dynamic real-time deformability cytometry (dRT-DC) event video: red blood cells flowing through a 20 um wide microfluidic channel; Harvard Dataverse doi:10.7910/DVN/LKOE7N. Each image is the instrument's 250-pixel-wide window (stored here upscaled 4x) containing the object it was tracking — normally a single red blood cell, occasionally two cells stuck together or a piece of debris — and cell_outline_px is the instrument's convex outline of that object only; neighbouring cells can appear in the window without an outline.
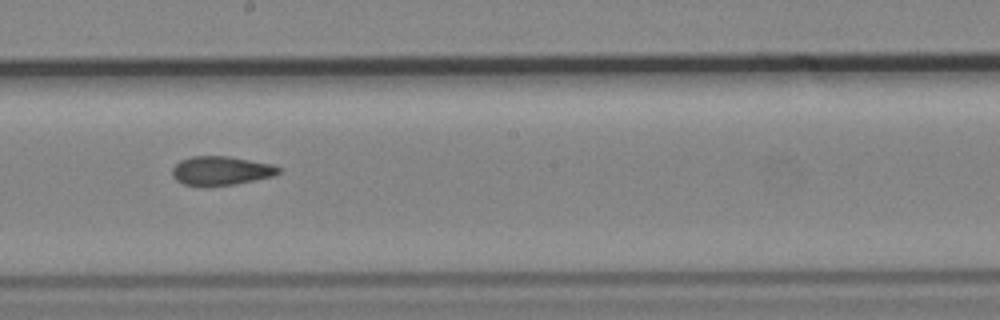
{"species": "common noctule bat (a hibernating species)", "species_latin": "Nyctalus noctula", "temperature_condition": "cold", "stored_images_in_passage": 12, "camera_frame_rate_fps": 3000, "um_per_image_px": 0.085, "animal": {"sex": "male", "body_mass_g": 19.2, "forearm_length_mm": 51.8}, "frame": {"image": 1, "passage_image": 6, "time_ms": 7.0, "image_size_px": [1000, 320], "cell_outline_px": [[280, 172], [276, 176], [236, 184], [208, 188], [200, 188], [184, 184], [176, 180], [172, 176], [172, 168], [180, 160], [192, 156], [228, 156], [272, 164], [280, 168]], "centroid_in_image_um": [18.76, 14.54], "position_along_channel_um": 229.4, "area_um2": 18.5}}
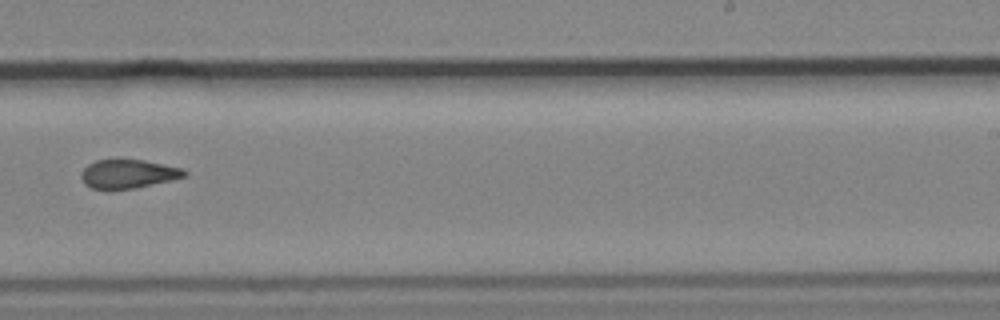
{"frame": {"image": 2, "passage_image": 7, "time_ms": 8.333, "image_size_px": [1000, 320], "cell_outline_px": [[188, 176], [172, 180], [136, 188], [92, 188], [84, 184], [80, 176], [84, 168], [88, 164], [96, 160], [144, 160], [184, 168], [188, 172]], "centroid_in_image_um": [10.95, 14.77], "position_along_channel_um": 278.1, "area_um2": 17.22}}
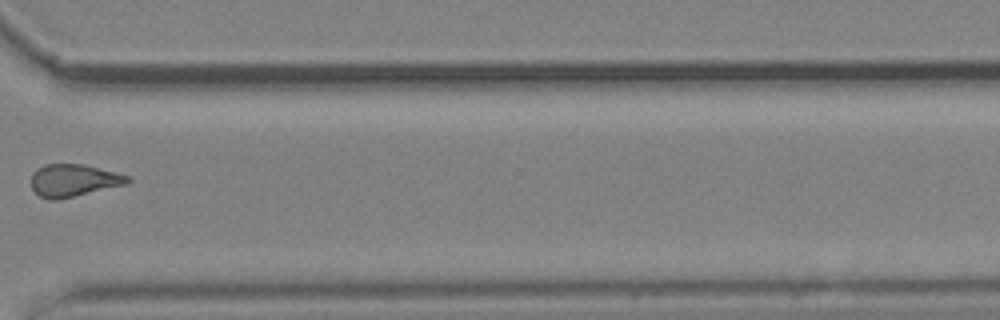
{"frame": {"image": 3, "passage_image": 9, "time_ms": 10.667, "image_size_px": [1000, 320], "cell_outline_px": [[132, 180], [128, 184], [56, 200], [48, 200], [40, 196], [32, 188], [32, 172], [36, 168], [44, 164], [84, 164], [128, 176]], "centroid_in_image_um": [6.24, 15.33], "position_along_channel_um": 364.4, "area_um2": 18.15}}